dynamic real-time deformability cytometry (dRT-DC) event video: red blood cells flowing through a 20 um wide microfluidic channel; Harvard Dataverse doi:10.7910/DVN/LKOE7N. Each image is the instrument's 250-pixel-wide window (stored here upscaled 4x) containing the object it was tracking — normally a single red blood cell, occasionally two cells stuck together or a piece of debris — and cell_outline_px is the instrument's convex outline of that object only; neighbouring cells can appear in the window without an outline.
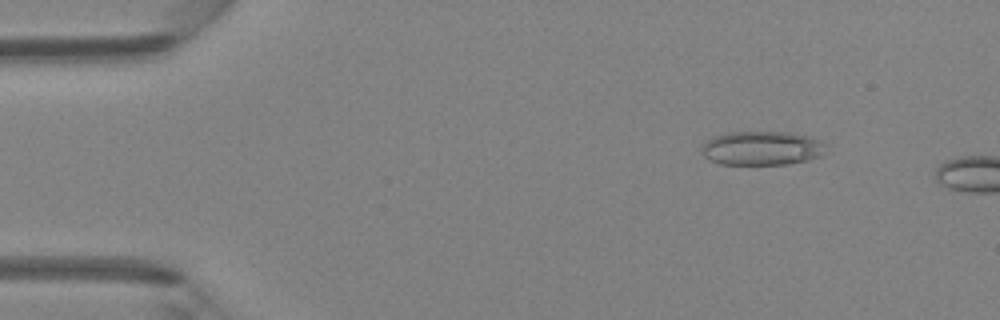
{"species": "Egyptian fruit bat (a non-hibernating species)", "species_latin": "Rousettus aegyptiacus", "temperature_condition": "room temperature", "stored_images_in_passage": 3, "camera_frame_rate_fps": 3000, "um_per_image_px": 0.085, "animal": {"sex": "female"}, "frame": {"image": 1, "passage_image": 2, "time_ms": 1.0, "image_size_px": [1000, 320], "cell_outline_px": [[824, 144], [820, 156], [808, 160], [788, 164], [720, 164], [708, 160], [704, 156], [700, 148], [704, 140], [712, 136], [728, 132], [788, 132], [808, 136], [820, 140]], "centroid_in_image_um": [64.67, 12.59], "position_along_channel_um": 20.3, "area_um2": 24.74}}